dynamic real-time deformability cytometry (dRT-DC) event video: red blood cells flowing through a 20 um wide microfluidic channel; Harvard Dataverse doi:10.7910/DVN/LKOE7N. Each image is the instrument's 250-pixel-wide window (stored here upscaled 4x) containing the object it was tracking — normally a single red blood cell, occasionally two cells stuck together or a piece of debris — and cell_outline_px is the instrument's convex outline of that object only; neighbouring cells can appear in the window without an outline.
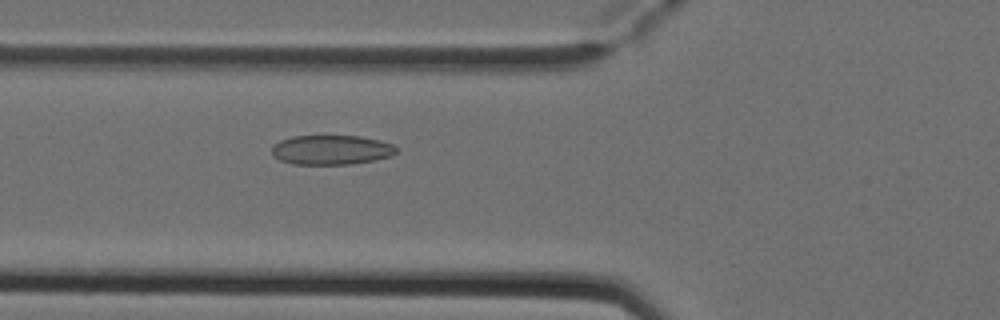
{"species": "Egyptian fruit bat (a non-hibernating species)", "species_latin": "Rousettus aegyptiacus", "temperature_condition": "cold", "stored_images_in_passage": 5, "camera_frame_rate_fps": 3000, "um_per_image_px": 0.085, "animal": {"sex": "female"}, "frame": {"image": 1, "passage_image": 5, "time_ms": 1.333, "image_size_px": [1000, 320], "cell_outline_px": [[400, 152], [392, 156], [376, 160], [352, 164], [292, 164], [280, 160], [272, 152], [272, 144], [280, 140], [292, 136], [360, 136], [380, 140], [392, 144]], "centroid_in_image_um": [28.2, 12.74], "position_along_channel_um": 97.6, "area_um2": 21.62}}